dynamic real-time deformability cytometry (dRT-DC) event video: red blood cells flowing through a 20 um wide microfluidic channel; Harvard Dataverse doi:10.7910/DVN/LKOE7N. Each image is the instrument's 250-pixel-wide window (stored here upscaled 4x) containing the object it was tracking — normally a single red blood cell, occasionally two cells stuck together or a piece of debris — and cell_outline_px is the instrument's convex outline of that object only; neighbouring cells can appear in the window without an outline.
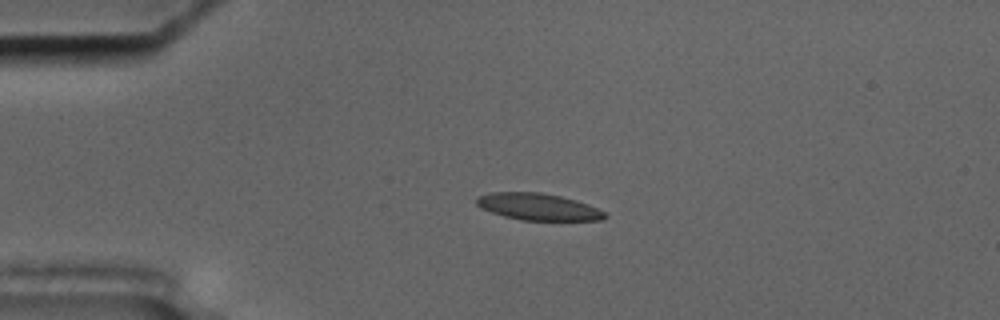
{"species": "common noctule bat (a hibernating species)", "species_latin": "Nyctalus noctula", "temperature_condition": "cold", "stored_images_in_passage": 50, "camera_frame_rate_fps": 3000, "um_per_image_px": 0.085, "animal": {"sex": "male", "body_mass_g": 17.5, "forearm_length_mm": 52.3}, "frame": {"image": 1, "passage_image": 13, "time_ms": 4.0, "image_size_px": [1000, 320], "cell_outline_px": [[608, 216], [604, 220], [520, 220], [504, 216], [480, 208], [476, 204], [476, 196], [492, 192], [540, 192], [560, 196], [576, 200], [588, 204], [604, 212]], "centroid_in_image_um": [45.72, 17.57], "position_along_channel_um": 39.3, "area_um2": 20.06}}
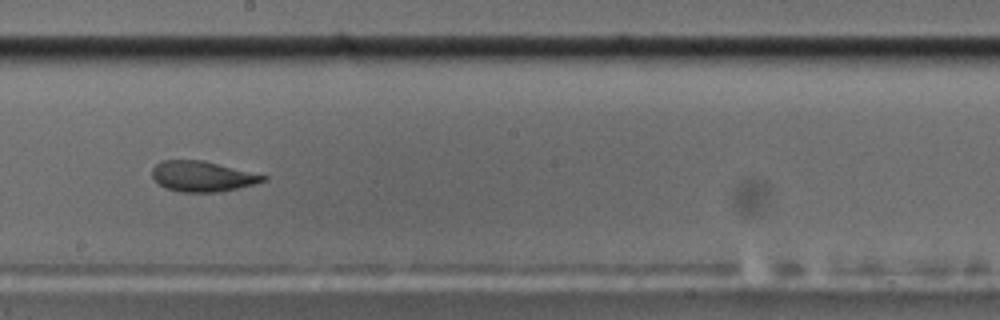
{"frame": {"image": 2, "passage_image": 32, "time_ms": 10.333, "image_size_px": [1000, 320], "cell_outline_px": [[268, 180], [256, 184], [220, 192], [180, 192], [164, 188], [152, 176], [152, 168], [160, 160], [204, 160], [268, 176]], "centroid_in_image_um": [17.22, 14.99], "position_along_channel_um": 231.0, "area_um2": 19.88}}
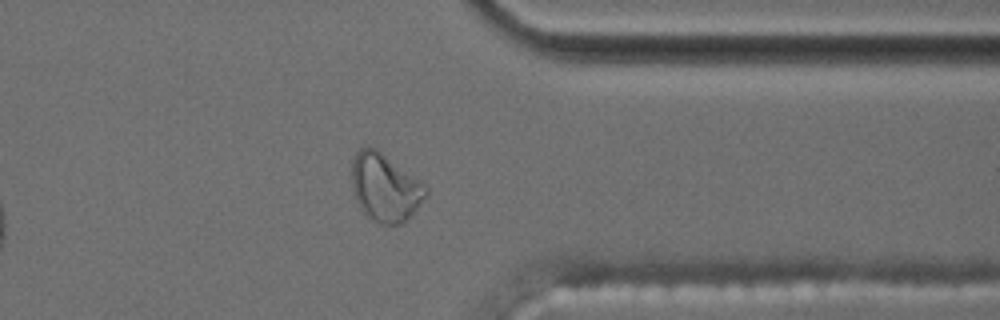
{"frame": {"image": 3, "passage_image": 45, "time_ms": 14.667, "image_size_px": [1000, 320], "cell_outline_px": [[428, 196], [400, 224], [380, 224], [368, 216], [360, 208], [356, 200], [352, 188], [352, 160], [356, 152], [360, 148], [376, 148], [428, 188]], "centroid_in_image_um": [32.7, 15.94], "position_along_channel_um": 378.7, "area_um2": 28.61}, "authors_computed_cell_mechanics": {"area_um2": 20.2589, "velocity_mm_per_s": 3.5296, "shape_relaxation_time_tau1_ms": 7.1707, "shape_relaxation_time_tau2_ms": 1.6695, "deformation_change_tau1": 0.2247, "deformation_change_tau2": 0.087}}